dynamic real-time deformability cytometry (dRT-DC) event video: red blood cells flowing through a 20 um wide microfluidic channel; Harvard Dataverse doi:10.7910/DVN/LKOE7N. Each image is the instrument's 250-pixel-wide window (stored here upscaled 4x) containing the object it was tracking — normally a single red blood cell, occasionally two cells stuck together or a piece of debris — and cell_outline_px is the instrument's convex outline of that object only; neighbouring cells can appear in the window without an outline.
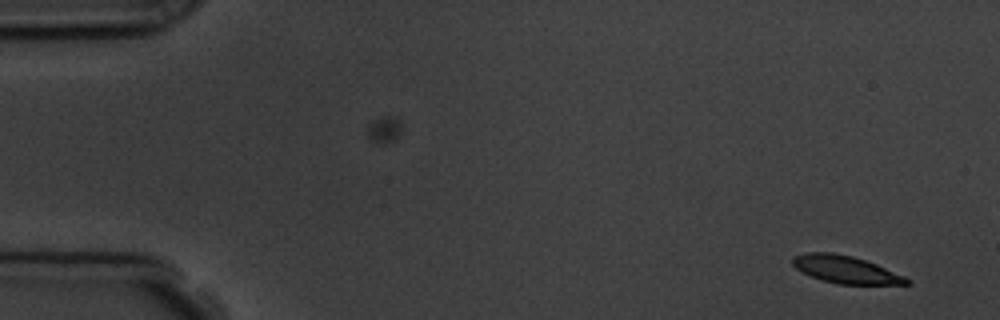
{"species": "common noctule bat (a hibernating species)", "species_latin": "Nyctalus noctula", "temperature_condition": "room temperature", "stored_images_in_passage": 4, "camera_frame_rate_fps": 3000, "um_per_image_px": 0.085, "animal": {"sex": "male", "body_mass_g": 19.5, "forearm_length_mm": 54.6}, "frame": {"image": 1, "passage_image": 1, "time_ms": 0.0, "image_size_px": [1000, 320], "cell_outline_px": [[912, 284], [836, 284], [812, 276], [796, 268], [792, 264], [792, 256], [804, 252], [832, 252], [852, 256], [876, 264], [904, 276], [912, 280]], "centroid_in_image_um": [71.88, 22.9], "position_along_channel_um": 13.1, "area_um2": 18.15}}